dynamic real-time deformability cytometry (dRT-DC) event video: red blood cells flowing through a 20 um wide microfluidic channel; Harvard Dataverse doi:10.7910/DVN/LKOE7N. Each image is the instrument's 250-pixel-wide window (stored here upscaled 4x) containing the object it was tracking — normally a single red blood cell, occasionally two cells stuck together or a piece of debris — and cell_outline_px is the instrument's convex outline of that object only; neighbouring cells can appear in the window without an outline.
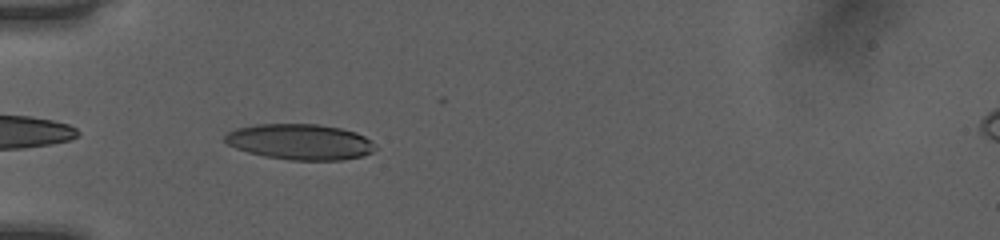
{"species": "human", "species_latin": "Homo sapiens", "temperature_condition": "room temperature", "stored_images_in_passage": 36, "camera_frame_rate_fps": 3000, "um_per_image_px": 0.085, "donor": {"sex": "female"}, "frame": {"image": 1, "passage_image": 2, "time_ms": 0.333, "image_size_px": [1000, 240], "cell_outline_px": [[376, 148], [372, 152], [360, 156], [344, 160], [288, 160], [264, 156], [248, 152], [236, 148], [228, 144], [224, 140], [224, 136], [228, 132], [236, 128], [256, 124], [316, 124], [340, 128], [356, 132], [364, 136]], "centroid_in_image_um": [25.47, 12.06], "position_along_channel_um": 59.5, "area_um2": 31.15}}
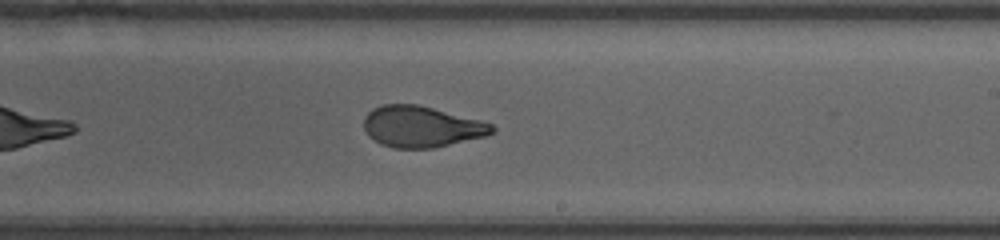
{"frame": {"image": 2, "passage_image": 17, "time_ms": 5.333, "image_size_px": [1000, 240], "cell_outline_px": [[496, 132], [488, 136], [432, 148], [392, 148], [380, 144], [368, 136], [364, 128], [364, 116], [372, 108], [380, 104], [416, 104], [480, 120], [492, 124], [496, 128]], "centroid_in_image_um": [35.81, 10.77], "position_along_channel_um": 253.2, "area_um2": 30.92}}
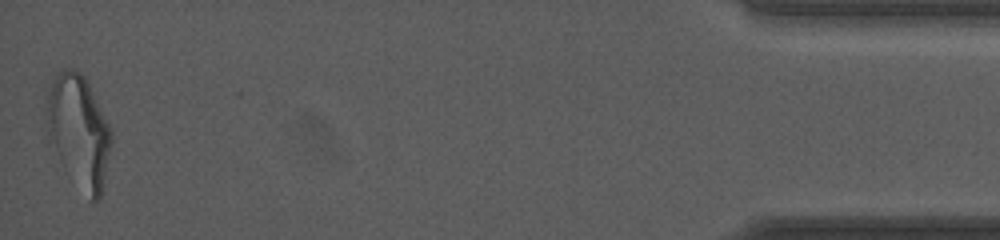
{"frame": {"image": 3, "passage_image": 36, "time_ms": 11.667, "image_size_px": [1000, 240], "cell_outline_px": [[112, 144], [100, 200], [92, 200], [60, 160], [48, 140], [44, 104], [48, 92], [56, 76], [64, 68], [68, 68], [80, 72], [88, 80], [112, 128]], "centroid_in_image_um": [6.71, 11.07], "position_along_channel_um": 428.5, "area_um2": 42.31}, "authors_computed_cell_mechanics": {"area_um2": 31.6455, "velocity_mm_per_s": 4.0497, "shape_relaxation_time_tau1_ms": 4.9615, "shape_relaxation_time_tau2_ms": 0.9763, "deformation_change_tau1": 0.1772, "deformation_change_tau2": 0.0776}}